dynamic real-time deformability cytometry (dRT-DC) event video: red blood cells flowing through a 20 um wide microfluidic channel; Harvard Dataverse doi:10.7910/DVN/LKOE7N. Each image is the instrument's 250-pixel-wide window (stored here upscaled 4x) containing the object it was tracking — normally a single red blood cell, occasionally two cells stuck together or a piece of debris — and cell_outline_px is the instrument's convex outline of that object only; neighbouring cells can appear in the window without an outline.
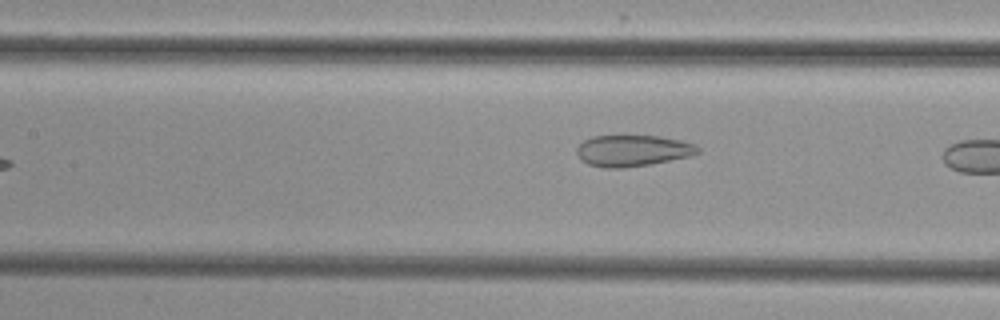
{"species": "common noctule bat (a hibernating species)", "species_latin": "Nyctalus noctula", "temperature_condition": "cold", "stored_images_in_passage": 8, "camera_frame_rate_fps": 3000, "um_per_image_px": 0.085, "animal": {"sex": "female", "body_mass_g": 29.2, "forearm_length_mm": 56.3}, "frame": {"image": 1, "passage_image": 8, "time_ms": 8.333, "image_size_px": [1000, 320], "cell_outline_px": [[700, 152], [692, 156], [648, 164], [624, 168], [604, 168], [588, 164], [580, 160], [576, 152], [576, 148], [584, 140], [592, 136], [660, 136], [680, 140], [696, 144], [700, 148]], "centroid_in_image_um": [53.78, 12.81], "position_along_channel_um": 153.6, "area_um2": 22.2}}